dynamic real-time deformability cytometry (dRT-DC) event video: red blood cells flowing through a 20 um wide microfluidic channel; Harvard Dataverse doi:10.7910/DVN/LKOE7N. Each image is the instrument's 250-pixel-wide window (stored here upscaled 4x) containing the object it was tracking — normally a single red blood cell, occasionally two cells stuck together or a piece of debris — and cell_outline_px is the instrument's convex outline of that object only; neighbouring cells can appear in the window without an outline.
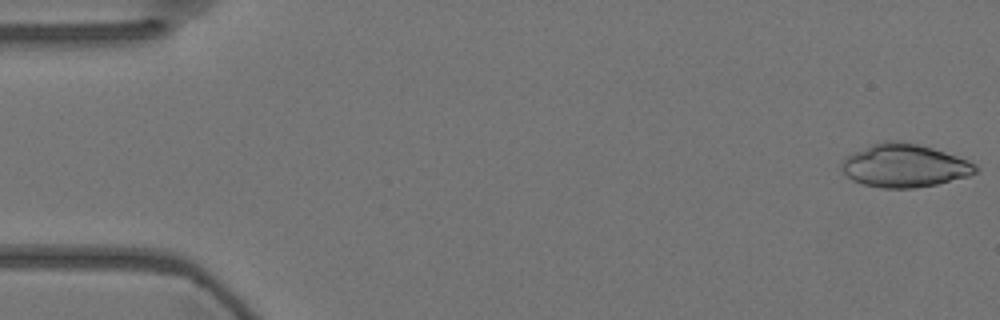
{"species": "Egyptian fruit bat (a non-hibernating species)", "species_latin": "Rousettus aegyptiacus", "temperature_condition": "warm", "stored_images_in_passage": 56, "camera_frame_rate_fps": 3000, "um_per_image_px": 0.085, "animal": {"sex": "female"}, "frame": {"image": 1, "passage_image": 1, "time_ms": 0.0, "image_size_px": [1000, 320], "cell_outline_px": [[980, 172], [968, 176], [936, 184], [916, 188], [880, 188], [864, 184], [852, 180], [844, 172], [840, 164], [844, 156], [872, 144], [884, 140], [900, 140], [932, 148], [968, 160], [976, 164], [980, 168]], "centroid_in_image_um": [76.88, 14.08], "position_along_channel_um": 8.1, "area_um2": 33.81}}
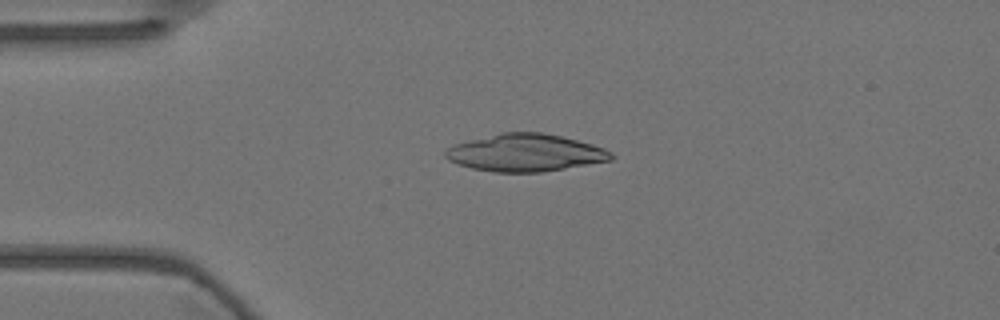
{"frame": {"image": 2, "passage_image": 13, "time_ms": 4.0, "image_size_px": [1000, 320], "cell_outline_px": [[616, 156], [612, 160], [540, 172], [496, 172], [472, 168], [448, 160], [444, 156], [444, 152], [448, 148], [456, 144], [500, 132], [540, 132], [560, 136], [592, 144], [604, 148], [612, 152]], "centroid_in_image_um": [44.67, 12.98], "position_along_channel_um": 40.3, "area_um2": 35.78}}
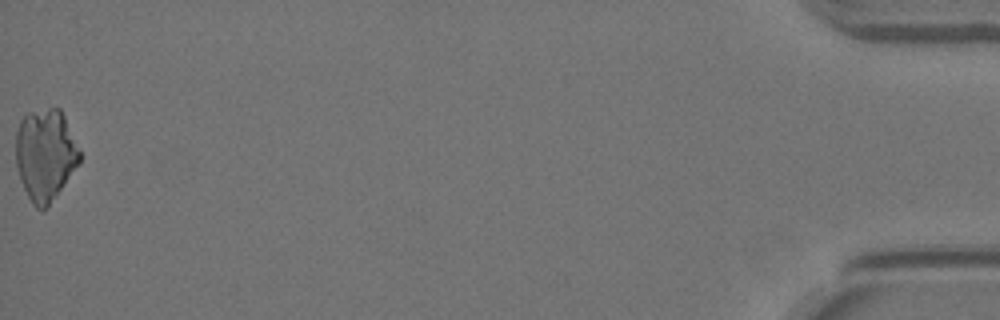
{"frame": {"image": 3, "passage_image": 56, "time_ms": 18.333, "image_size_px": [1000, 320], "cell_outline_px": [[80, 164], [48, 204], [44, 208], [36, 208], [32, 204], [20, 180], [16, 164], [16, 132], [20, 120], [28, 112], [48, 108], [60, 108], [64, 116], [80, 152]], "centroid_in_image_um": [3.84, 13.12], "position_along_channel_um": 431.4, "area_um2": 33.76}}